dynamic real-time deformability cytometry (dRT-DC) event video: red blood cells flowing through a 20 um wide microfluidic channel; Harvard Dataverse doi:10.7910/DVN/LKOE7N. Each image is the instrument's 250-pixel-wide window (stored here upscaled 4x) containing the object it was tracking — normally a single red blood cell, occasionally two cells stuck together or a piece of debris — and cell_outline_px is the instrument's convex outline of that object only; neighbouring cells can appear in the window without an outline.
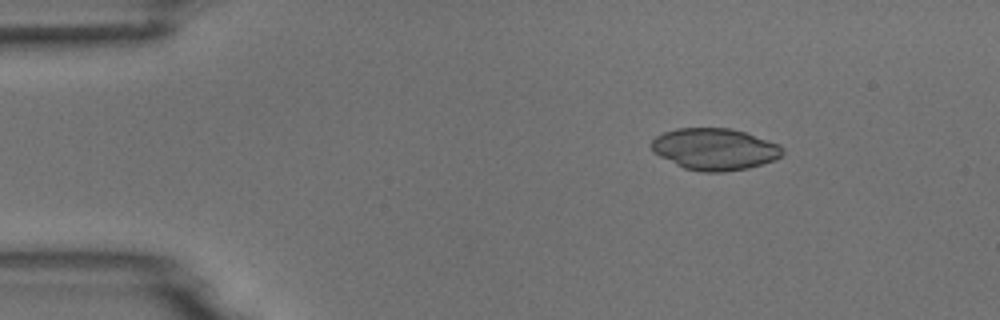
{"species": "common noctule bat (a hibernating species)", "species_latin": "Nyctalus noctula", "temperature_condition": "room temperature", "stored_images_in_passage": 3, "camera_frame_rate_fps": 3000, "um_per_image_px": 0.085, "animal": {"sex": "male", "body_mass_g": 18.8}, "frame": {"image": 1, "passage_image": 1, "time_ms": 0.0, "image_size_px": [1000, 320], "cell_outline_px": [[784, 152], [780, 156], [772, 160], [748, 168], [724, 172], [700, 172], [684, 168], [652, 152], [652, 140], [656, 136], [664, 132], [676, 128], [732, 128], [780, 144], [784, 148]], "centroid_in_image_um": [60.74, 12.67], "position_along_channel_um": 24.3, "area_um2": 31.79}}